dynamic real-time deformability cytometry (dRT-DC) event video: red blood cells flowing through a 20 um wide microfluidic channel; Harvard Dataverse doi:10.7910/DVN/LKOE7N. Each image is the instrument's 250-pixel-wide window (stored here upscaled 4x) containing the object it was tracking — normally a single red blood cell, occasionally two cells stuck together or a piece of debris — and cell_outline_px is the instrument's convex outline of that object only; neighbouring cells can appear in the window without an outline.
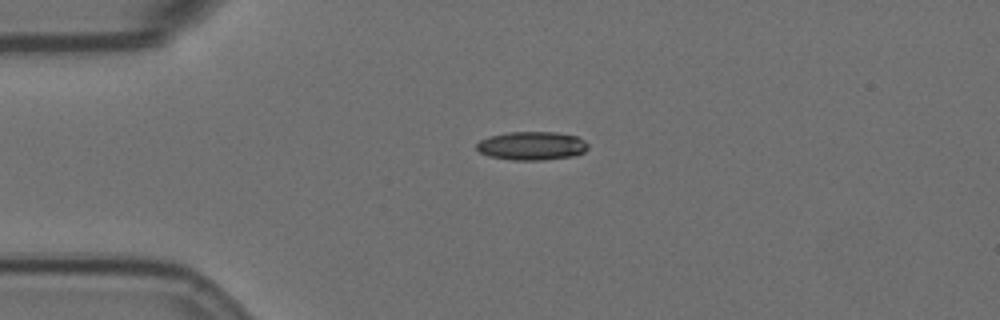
{"species": "Egyptian fruit bat (a non-hibernating species)", "species_latin": "Rousettus aegyptiacus", "temperature_condition": "room temperature", "stored_images_in_passage": 9, "camera_frame_rate_fps": 3000, "um_per_image_px": 0.085, "animal": {"sex": "female"}, "frame": {"image": 1, "passage_image": 1, "time_ms": 0.0, "image_size_px": [1000, 320], "cell_outline_px": [[588, 148], [584, 152], [572, 156], [544, 160], [512, 160], [488, 156], [480, 152], [476, 148], [476, 144], [480, 140], [488, 136], [508, 132], [556, 132], [576, 136], [584, 140], [588, 144]], "centroid_in_image_um": [45.19, 12.39], "position_along_channel_um": 39.8, "area_um2": 18.61}}
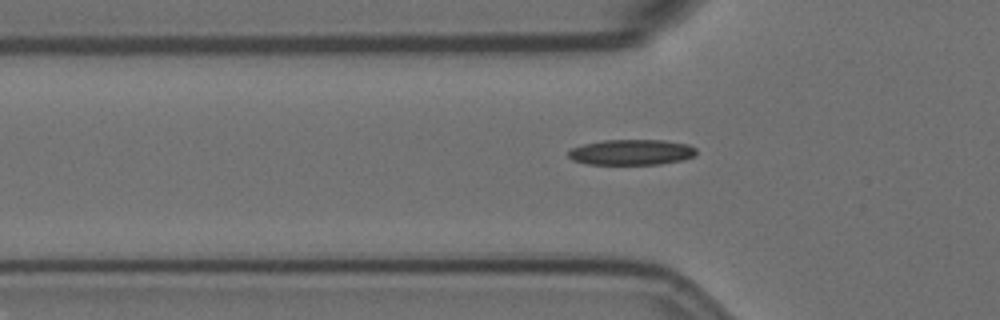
{"frame": {"image": 2, "passage_image": 6, "time_ms": 1.667, "image_size_px": [1000, 320], "cell_outline_px": [[696, 156], [684, 160], [660, 164], [588, 164], [572, 160], [568, 156], [568, 152], [572, 148], [584, 144], [604, 140], [664, 140], [688, 144], [696, 148]], "centroid_in_image_um": [53.71, 12.94], "position_along_channel_um": 72.1, "area_um2": 19.13}}